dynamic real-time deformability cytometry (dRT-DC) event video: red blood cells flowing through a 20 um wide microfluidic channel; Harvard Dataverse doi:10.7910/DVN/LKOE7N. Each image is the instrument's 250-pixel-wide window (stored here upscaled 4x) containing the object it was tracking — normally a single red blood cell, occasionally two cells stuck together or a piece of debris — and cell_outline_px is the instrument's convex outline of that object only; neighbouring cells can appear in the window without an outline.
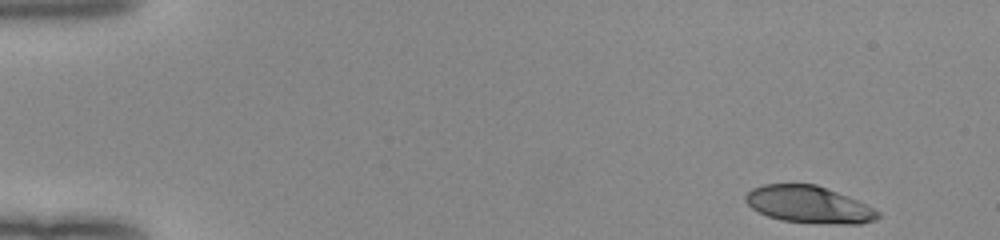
{"species": "human", "species_latin": "Homo sapiens", "temperature_condition": "room temperature", "stored_images_in_passage": 14, "camera_frame_rate_fps": 3000, "um_per_image_px": 0.085, "donor": {"sex": "female"}, "frame": {"image": 1, "passage_image": 1, "time_ms": 0.0, "image_size_px": [1000, 240], "cell_outline_px": [[880, 216], [876, 220], [860, 224], [844, 224], [780, 220], [768, 216], [752, 208], [744, 200], [744, 196], [752, 188], [764, 184], [816, 184], [848, 196], [880, 212]], "centroid_in_image_um": [68.74, 17.38], "position_along_channel_um": 16.3, "area_um2": 28.26}}